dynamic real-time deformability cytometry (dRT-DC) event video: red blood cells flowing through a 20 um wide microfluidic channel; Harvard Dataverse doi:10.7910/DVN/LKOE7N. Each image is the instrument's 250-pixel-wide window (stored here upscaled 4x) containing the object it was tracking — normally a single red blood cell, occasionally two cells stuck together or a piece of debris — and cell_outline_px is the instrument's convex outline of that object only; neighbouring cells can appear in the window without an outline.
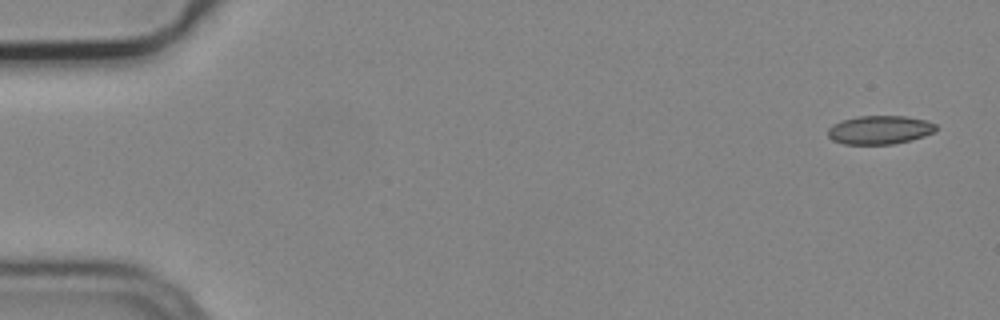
{"species": "common noctule bat (a hibernating species)", "species_latin": "Nyctalus noctula", "temperature_condition": "cold", "stored_images_in_passage": 4, "camera_frame_rate_fps": 3000, "um_per_image_px": 0.085, "animal": {"sex": "male", "body_mass_g": 19.2, "forearm_length_mm": 51.8}, "frame": {"image": 1, "passage_image": 1, "time_ms": 0.0, "image_size_px": [1000, 320], "cell_outline_px": [[936, 132], [912, 140], [892, 144], [844, 144], [832, 140], [828, 136], [828, 128], [832, 124], [856, 116], [904, 116], [924, 120], [936, 124]], "centroid_in_image_um": [74.77, 11.04], "position_along_channel_um": 10.2, "area_um2": 18.03}}
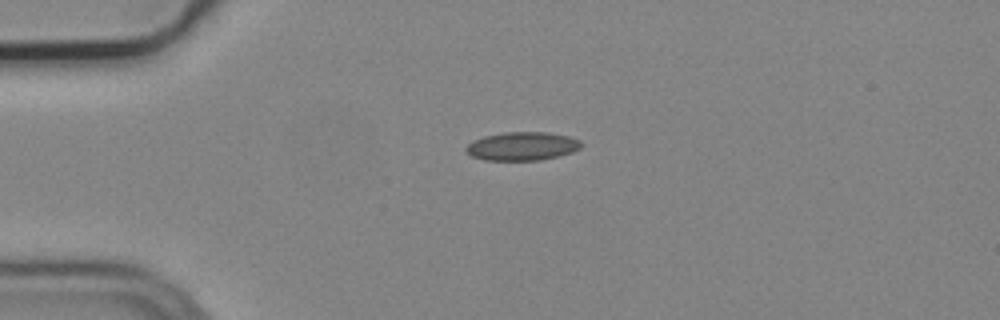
{"frame": {"image": 2, "passage_image": 4, "time_ms": 1.0, "image_size_px": [1000, 320], "cell_outline_px": [[584, 144], [580, 148], [572, 152], [540, 160], [484, 160], [472, 156], [464, 148], [472, 140], [484, 136], [504, 132], [548, 132], [568, 136], [580, 140]], "centroid_in_image_um": [44.39, 12.42], "position_along_channel_um": 40.6, "area_um2": 19.13}}